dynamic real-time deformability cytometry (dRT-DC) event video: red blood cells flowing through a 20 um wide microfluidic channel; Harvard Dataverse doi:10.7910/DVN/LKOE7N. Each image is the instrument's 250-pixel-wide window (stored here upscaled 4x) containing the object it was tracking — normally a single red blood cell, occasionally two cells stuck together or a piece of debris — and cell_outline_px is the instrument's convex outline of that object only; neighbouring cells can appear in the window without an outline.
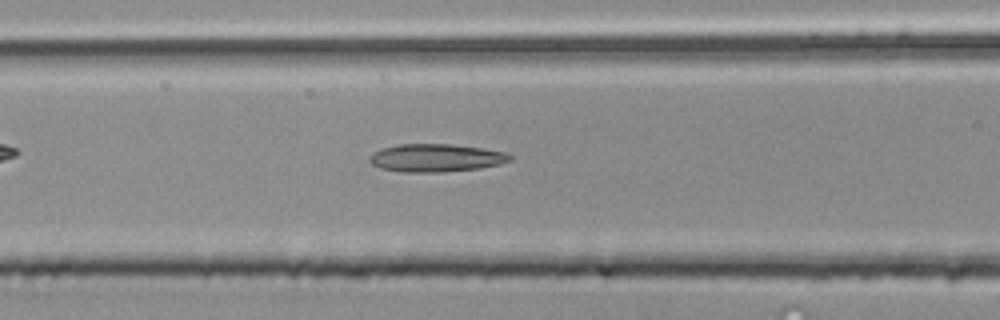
{"species": "common noctule bat (a hibernating species)", "species_latin": "Nyctalus noctula", "temperature_condition": "room temperature", "stored_images_in_passage": 37, "camera_frame_rate_fps": 3000, "um_per_image_px": 0.085, "animal": {"sex": "male", "body_mass_g": 20.4}, "frame": {"image": 1, "passage_image": 10, "time_ms": 3.0, "image_size_px": [1000, 320], "cell_outline_px": [[512, 160], [500, 164], [480, 168], [444, 172], [404, 172], [380, 168], [372, 164], [368, 160], [368, 156], [372, 152], [380, 148], [400, 144], [452, 144], [484, 148], [508, 152], [512, 156]], "centroid_in_image_um": [37.06, 13.41], "position_along_channel_um": 129.5, "area_um2": 23.18}}
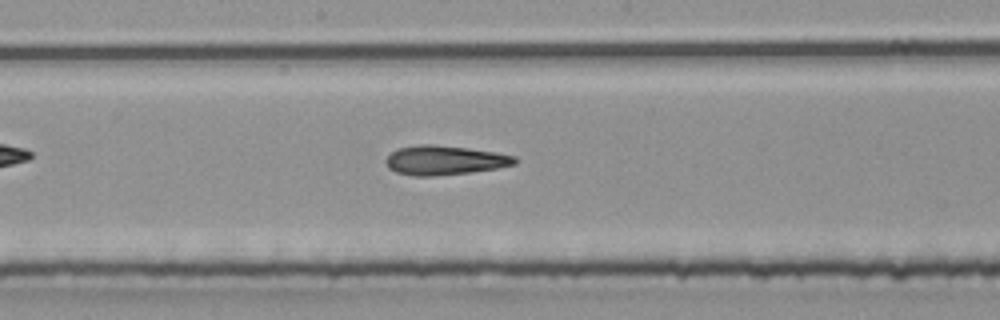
{"frame": {"image": 2, "passage_image": 16, "time_ms": 5.0, "image_size_px": [1000, 320], "cell_outline_px": [[516, 164], [496, 168], [468, 172], [432, 176], [412, 176], [396, 172], [388, 168], [384, 160], [396, 148], [420, 144], [432, 144], [468, 148], [496, 152], [516, 156]], "centroid_in_image_um": [37.75, 13.61], "position_along_channel_um": 210.4, "area_um2": 22.02}}
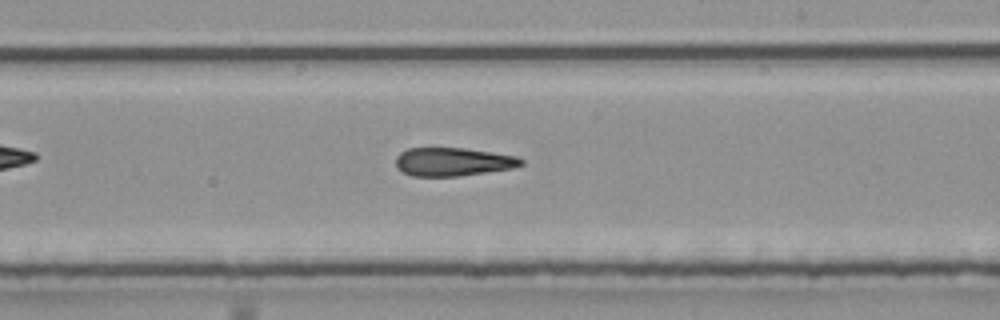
{"frame": {"image": 3, "passage_image": 19, "time_ms": 6.0, "image_size_px": [1000, 320], "cell_outline_px": [[524, 164], [512, 168], [460, 176], [412, 176], [396, 168], [396, 156], [400, 152], [408, 148], [464, 148], [516, 156], [524, 160]], "centroid_in_image_um": [38.48, 13.75], "position_along_channel_um": 250.5, "area_um2": 20.69}}